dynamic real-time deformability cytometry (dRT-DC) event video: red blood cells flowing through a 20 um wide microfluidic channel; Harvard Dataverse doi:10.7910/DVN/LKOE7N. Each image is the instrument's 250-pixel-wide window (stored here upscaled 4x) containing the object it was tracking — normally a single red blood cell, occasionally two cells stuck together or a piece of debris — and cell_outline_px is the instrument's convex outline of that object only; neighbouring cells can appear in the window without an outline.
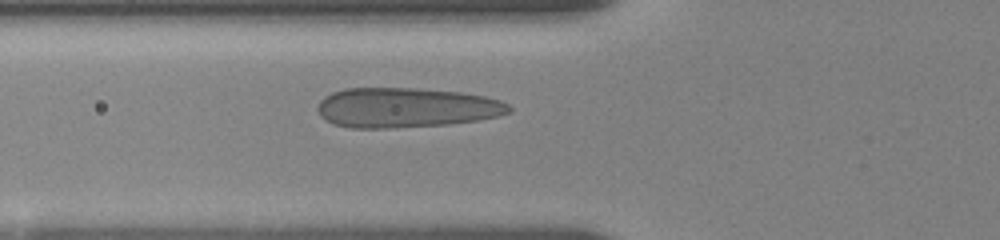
{"species": "human", "species_latin": "Homo sapiens", "temperature_condition": "room temperature", "stored_images_in_passage": 47, "camera_frame_rate_fps": 3000, "um_per_image_px": 0.085, "donor": {"sex": "female"}, "frame": {"image": 1, "passage_image": 10, "time_ms": 5.333, "image_size_px": [1000, 240], "cell_outline_px": [[512, 112], [496, 116], [476, 120], [448, 124], [388, 128], [352, 128], [332, 124], [324, 120], [320, 116], [316, 108], [320, 100], [324, 96], [332, 92], [344, 88], [416, 88], [460, 92], [484, 96], [500, 100], [508, 104], [512, 108]], "centroid_in_image_um": [34.46, 9.14], "position_along_channel_um": 91.3, "area_um2": 44.68}}
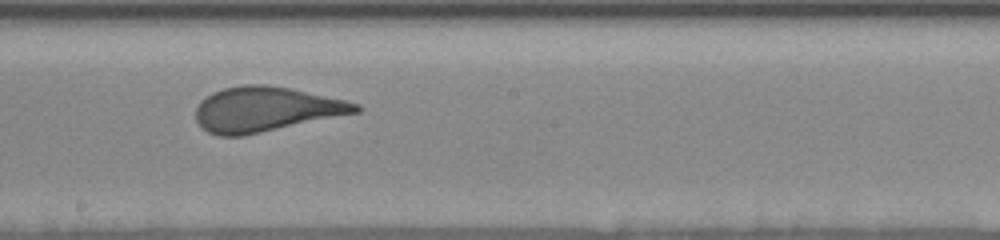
{"frame": {"image": 2, "passage_image": 16, "time_ms": 9.0, "image_size_px": [1000, 240], "cell_outline_px": [[364, 108], [360, 112], [244, 136], [220, 136], [208, 132], [196, 120], [196, 108], [200, 100], [212, 92], [224, 88], [244, 84], [268, 84], [288, 88], [344, 100], [360, 104]], "centroid_in_image_um": [22.59, 9.29], "position_along_channel_um": 225.6, "area_um2": 41.79}}
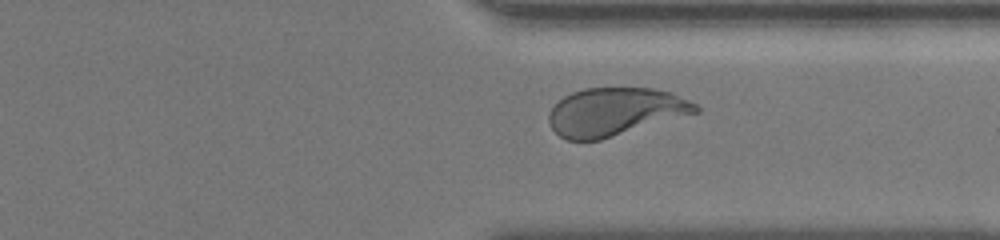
{"frame": {"image": 3, "passage_image": 30, "time_ms": 12.667, "image_size_px": [1000, 240], "cell_outline_px": [[700, 112], [600, 140], [568, 140], [560, 136], [552, 128], [548, 120], [548, 112], [564, 96], [572, 92], [584, 88], [652, 88], [672, 92], [696, 104], [700, 108]], "centroid_in_image_um": [52.29, 9.5], "position_along_channel_um": 359.1, "area_um2": 41.04}, "authors_computed_cell_mechanics": {"area_um2": 42.3096, "velocity_mm_per_s": 3.6332, "shape_relaxation_time_tau1_ms": 4.323, "shape_relaxation_time_tau2_ms": null, "deformation_change_tau1": 0.16, "deformation_change_tau2": null}}